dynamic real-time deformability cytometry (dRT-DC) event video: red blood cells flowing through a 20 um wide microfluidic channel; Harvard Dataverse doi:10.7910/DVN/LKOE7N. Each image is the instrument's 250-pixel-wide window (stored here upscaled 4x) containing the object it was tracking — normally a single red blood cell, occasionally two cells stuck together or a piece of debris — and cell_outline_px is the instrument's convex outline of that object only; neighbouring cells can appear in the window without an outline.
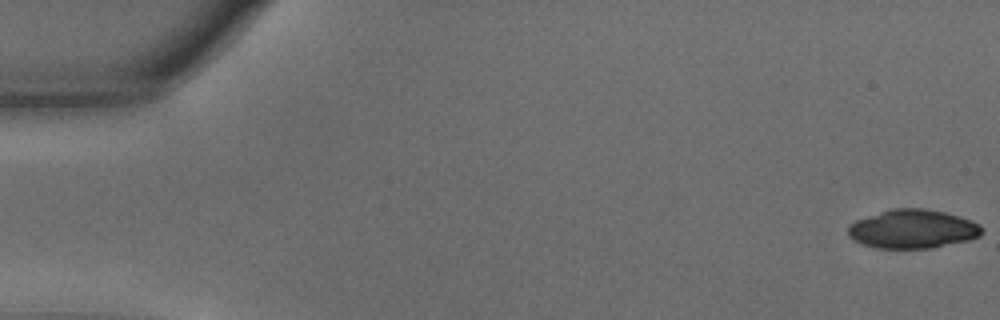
{"species": "common noctule bat (a hibernating species)", "species_latin": "Nyctalus noctula", "temperature_condition": "warm", "stored_images_in_passage": 57, "camera_frame_rate_fps": 3000, "um_per_image_px": 0.085, "animal": {"sex": "male", "body_mass_g": 15.6}, "frame": {"image": 1, "passage_image": 1, "time_ms": 0.0, "image_size_px": [1000, 320], "cell_outline_px": [[984, 228], [980, 236], [968, 240], [932, 248], [876, 248], [852, 240], [848, 236], [848, 228], [856, 220], [892, 208], [924, 208], [944, 212], [960, 216], [972, 220], [980, 224]], "centroid_in_image_um": [77.61, 19.46], "position_along_channel_um": 7.4, "area_um2": 30.29}}